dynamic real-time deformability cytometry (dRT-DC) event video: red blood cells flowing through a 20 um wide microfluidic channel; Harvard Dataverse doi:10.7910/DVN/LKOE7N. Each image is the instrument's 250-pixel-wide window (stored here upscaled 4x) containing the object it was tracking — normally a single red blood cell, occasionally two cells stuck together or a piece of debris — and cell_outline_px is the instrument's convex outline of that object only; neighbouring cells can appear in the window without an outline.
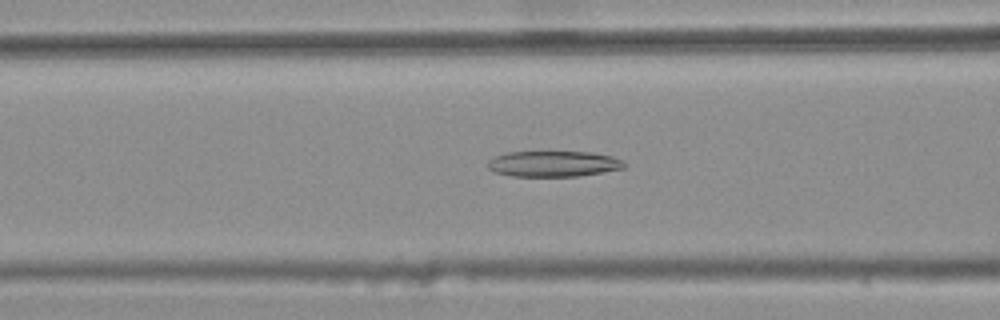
{"species": "common noctule bat (a hibernating species)", "species_latin": "Nyctalus noctula", "temperature_condition": "warm", "stored_images_in_passage": 47, "camera_frame_rate_fps": 3000, "um_per_image_px": 0.085, "animal": {"sex": "female", "body_mass_g": 25.1}, "frame": {"image": 1, "passage_image": 21, "time_ms": 6.667, "image_size_px": [1000, 320], "cell_outline_px": [[628, 164], [624, 168], [580, 176], [512, 176], [492, 172], [488, 168], [488, 160], [492, 156], [508, 152], [592, 152], [612, 156], [624, 160]], "centroid_in_image_um": [47.04, 13.92], "position_along_channel_um": 119.6, "area_um2": 20.75}}
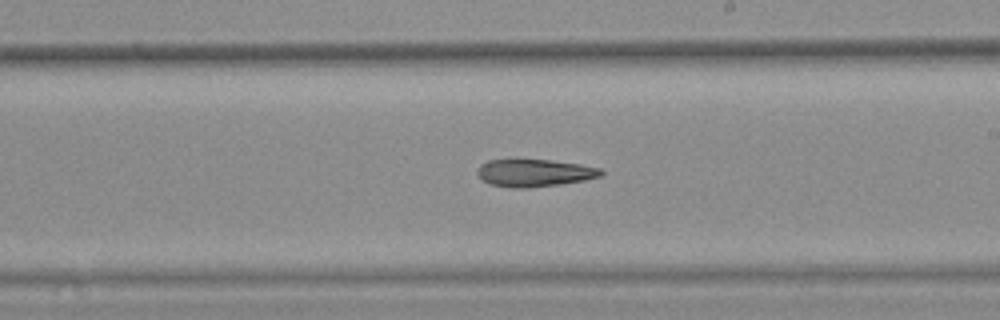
{"frame": {"image": 2, "passage_image": 31, "time_ms": 10.0, "image_size_px": [1000, 320], "cell_outline_px": [[604, 176], [584, 180], [560, 184], [528, 188], [512, 188], [488, 184], [476, 172], [480, 164], [488, 160], [516, 156], [552, 160], [580, 164], [600, 168], [604, 172]], "centroid_in_image_um": [45.39, 14.65], "position_along_channel_um": 243.6, "area_um2": 20.75}}
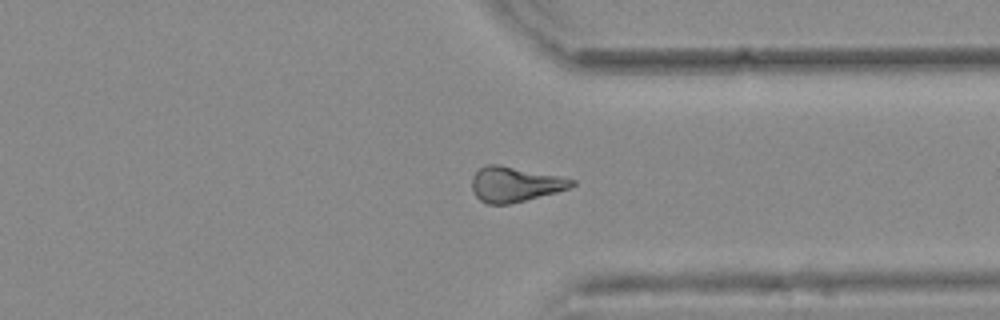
{"frame": {"image": 3, "passage_image": 41, "time_ms": 13.333, "image_size_px": [1000, 320], "cell_outline_px": [[576, 184], [568, 188], [556, 192], [508, 204], [488, 204], [480, 200], [472, 192], [472, 176], [480, 168], [488, 164], [500, 164], [576, 180]], "centroid_in_image_um": [43.73, 15.66], "position_along_channel_um": 367.7, "area_um2": 20.17}}